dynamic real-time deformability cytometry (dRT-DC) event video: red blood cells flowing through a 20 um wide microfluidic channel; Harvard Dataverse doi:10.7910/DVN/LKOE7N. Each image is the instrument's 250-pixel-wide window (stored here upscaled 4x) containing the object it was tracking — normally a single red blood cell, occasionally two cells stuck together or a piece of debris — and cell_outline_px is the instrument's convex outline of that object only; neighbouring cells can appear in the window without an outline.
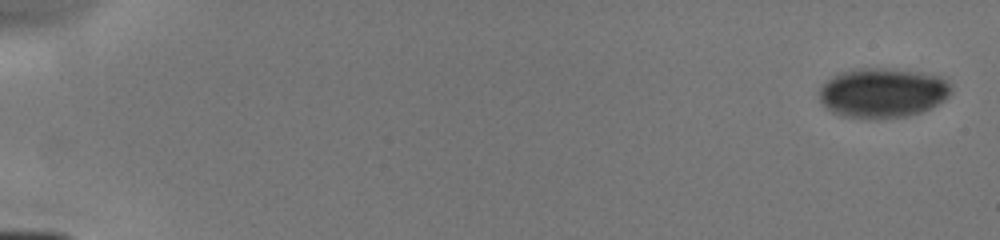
{"species": "human", "species_latin": "Homo sapiens", "temperature_condition": "cold", "stored_images_in_passage": 13, "camera_frame_rate_fps": 3000, "um_per_image_px": 0.085, "donor": {"sex": "male"}, "frame": {"image": 1, "passage_image": 1, "time_ms": 0.0, "image_size_px": [1000, 240], "cell_outline_px": [[952, 92], [944, 100], [920, 112], [908, 116], [876, 120], [868, 120], [840, 116], [832, 112], [820, 100], [820, 88], [828, 80], [844, 72], [868, 68], [872, 68], [916, 72], [936, 76], [944, 80], [948, 84]], "centroid_in_image_um": [75.0, 7.95], "position_along_channel_um": 10.0, "area_um2": 37.57}}
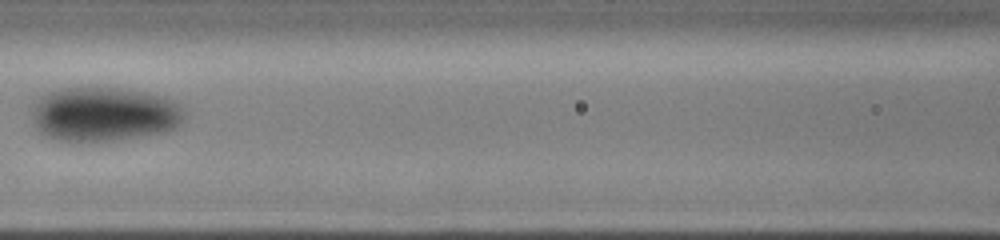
{"frame": {"image": 2, "passage_image": 9, "time_ms": 7.667, "image_size_px": [1000, 240], "cell_outline_px": [[184, 120], [176, 128], [168, 132], [112, 140], [56, 140], [40, 132], [36, 128], [32, 112], [32, 108], [36, 100], [40, 96], [60, 88], [116, 88], [148, 92], [164, 96], [172, 100], [184, 112]], "centroid_in_image_um": [8.86, 9.69], "position_along_channel_um": 157.7, "area_um2": 48.03}}
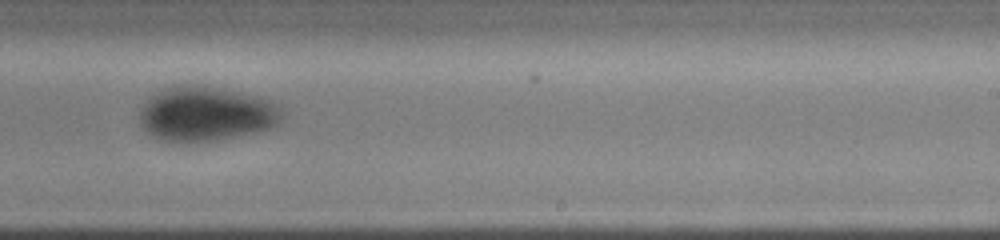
{"frame": {"image": 3, "passage_image": 12, "time_ms": 10.333, "image_size_px": [1000, 240], "cell_outline_px": [[284, 116], [280, 124], [256, 132], [212, 140], [188, 144], [160, 140], [152, 136], [140, 124], [136, 116], [144, 100], [156, 92], [172, 84], [192, 84], [240, 92], [260, 96], [272, 100], [284, 112]], "centroid_in_image_um": [17.46, 9.67], "position_along_channel_um": 271.5, "area_um2": 46.3}}